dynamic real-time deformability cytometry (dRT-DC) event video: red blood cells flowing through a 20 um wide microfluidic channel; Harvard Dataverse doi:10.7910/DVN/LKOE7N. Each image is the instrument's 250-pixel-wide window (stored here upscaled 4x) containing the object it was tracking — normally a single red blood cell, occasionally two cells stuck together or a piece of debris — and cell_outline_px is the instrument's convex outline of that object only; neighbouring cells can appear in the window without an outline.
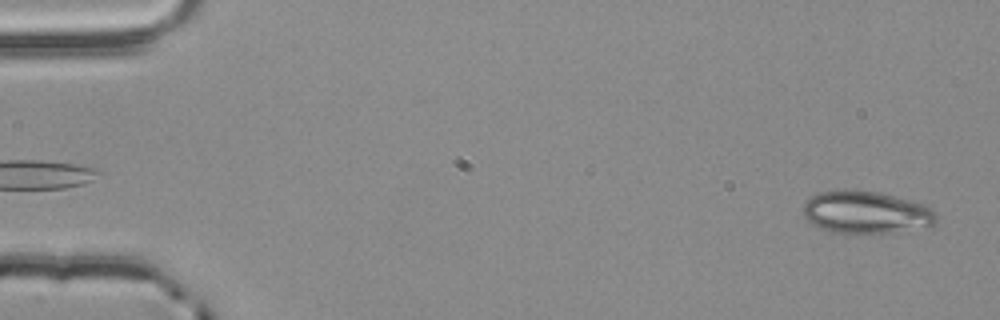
{"species": "common noctule bat (a hibernating species)", "species_latin": "Nyctalus noctula", "temperature_condition": "room temperature", "stored_images_in_passage": 4, "segment_of_instrument_passage": [2, 2], "camera_frame_rate_fps": 3000, "um_per_image_px": 0.085, "animal": {"sex": "male", "body_mass_g": 20.4}, "frame": {"image": 1, "passage_image": 4, "time_ms": 1.0, "image_size_px": [1000, 320], "cell_outline_px": [[936, 224], [896, 232], [836, 232], [820, 228], [808, 220], [804, 216], [804, 200], [820, 192], [876, 192], [912, 200], [924, 204], [932, 208], [936, 212]], "centroid_in_image_um": [73.66, 18.06], "position_along_channel_um": 11.3, "area_um2": 31.96}}